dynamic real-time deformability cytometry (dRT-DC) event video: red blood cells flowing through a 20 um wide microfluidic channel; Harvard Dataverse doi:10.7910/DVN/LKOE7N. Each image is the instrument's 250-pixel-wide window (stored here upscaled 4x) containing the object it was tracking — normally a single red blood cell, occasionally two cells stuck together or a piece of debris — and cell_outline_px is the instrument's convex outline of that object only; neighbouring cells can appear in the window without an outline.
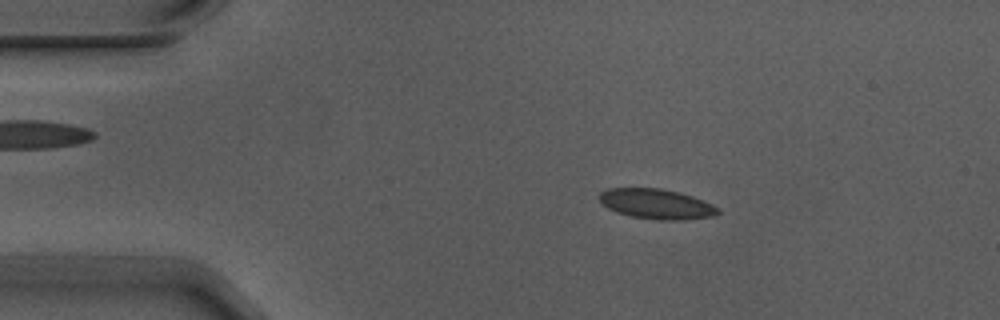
{"species": "Egyptian fruit bat (a non-hibernating species)", "species_latin": "Rousettus aegyptiacus", "temperature_condition": "warm", "stored_images_in_passage": 4, "camera_frame_rate_fps": 3000, "um_per_image_px": 0.085, "animal": {"sex": "male"}, "frame": {"image": 1, "passage_image": 2, "time_ms": 0.333, "image_size_px": [1000, 320], "cell_outline_px": [[720, 212], [712, 216], [684, 220], [656, 220], [632, 216], [616, 212], [608, 208], [596, 196], [600, 192], [608, 188], [660, 188], [692, 196], [712, 204], [720, 208]], "centroid_in_image_um": [55.78, 17.34], "position_along_channel_um": 29.2, "area_um2": 20.75}}